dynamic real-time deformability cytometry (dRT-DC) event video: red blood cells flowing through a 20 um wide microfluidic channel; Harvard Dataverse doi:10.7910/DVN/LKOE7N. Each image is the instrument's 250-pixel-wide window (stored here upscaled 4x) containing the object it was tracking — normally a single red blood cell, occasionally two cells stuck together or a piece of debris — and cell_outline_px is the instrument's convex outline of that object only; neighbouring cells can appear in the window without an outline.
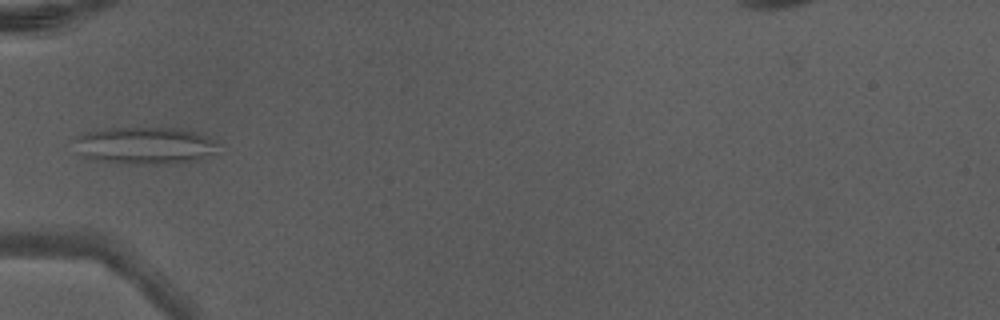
{"species": "Egyptian fruit bat (a non-hibernating species)", "species_latin": "Rousettus aegyptiacus", "temperature_condition": "warm", "stored_images_in_passage": 5, "camera_frame_rate_fps": 3000, "um_per_image_px": 0.085, "animal": {"sex": "male"}, "frame": {"image": 1, "passage_image": 5, "time_ms": 1.333, "image_size_px": [1000, 320], "cell_outline_px": [[216, 144], [212, 152], [196, 160], [164, 164], [120, 164], [84, 156], [80, 152], [72, 140], [76, 136], [84, 132], [112, 128], [180, 128], [196, 132], [212, 140]], "centroid_in_image_um": [12.23, 12.36], "position_along_channel_um": 72.8, "area_um2": 30.63}}